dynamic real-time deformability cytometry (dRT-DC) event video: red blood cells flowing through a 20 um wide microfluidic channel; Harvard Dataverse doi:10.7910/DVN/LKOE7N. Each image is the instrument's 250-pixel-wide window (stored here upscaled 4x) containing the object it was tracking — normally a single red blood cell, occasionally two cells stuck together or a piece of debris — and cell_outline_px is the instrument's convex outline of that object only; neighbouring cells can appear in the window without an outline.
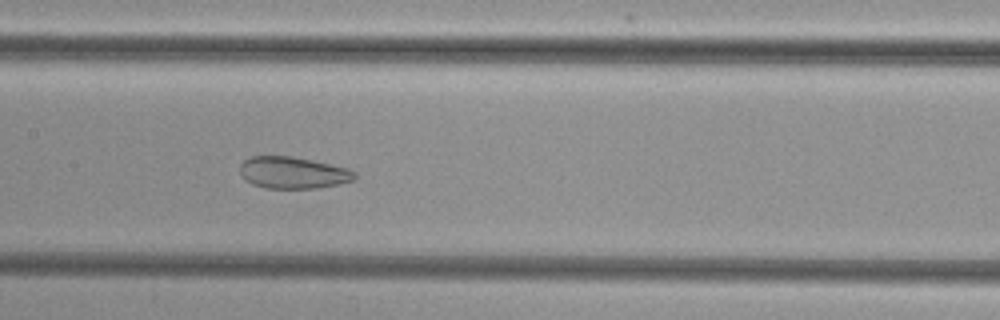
{"species": "common noctule bat (a hibernating species)", "species_latin": "Nyctalus noctula", "temperature_condition": "cold", "stored_images_in_passage": 51, "camera_frame_rate_fps": 3000, "um_per_image_px": 0.085, "animal": {"sex": "female", "body_mass_g": 29.2, "forearm_length_mm": 56.3}, "frame": {"image": 1, "passage_image": 25, "time_ms": 8.0, "image_size_px": [1000, 320], "cell_outline_px": [[356, 180], [340, 184], [316, 188], [264, 188], [252, 184], [244, 180], [240, 176], [240, 164], [244, 160], [252, 156], [292, 156], [312, 160], [348, 168], [356, 172]], "centroid_in_image_um": [24.9, 14.68], "position_along_channel_um": 182.5, "area_um2": 21.5}}
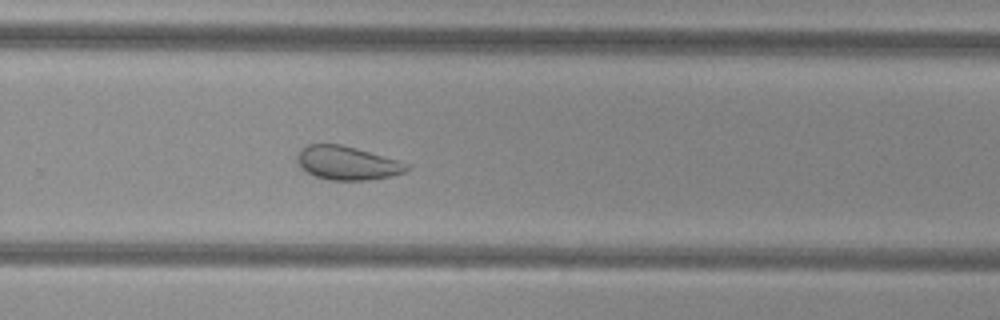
{"frame": {"image": 2, "passage_image": 34, "time_ms": 11.0, "image_size_px": [1000, 320], "cell_outline_px": [[412, 168], [404, 172], [392, 176], [368, 180], [328, 180], [316, 176], [308, 172], [296, 160], [296, 156], [300, 148], [308, 144], [340, 144], [356, 148], [396, 160], [408, 164]], "centroid_in_image_um": [29.51, 13.85], "position_along_channel_um": 300.3, "area_um2": 21.33}}
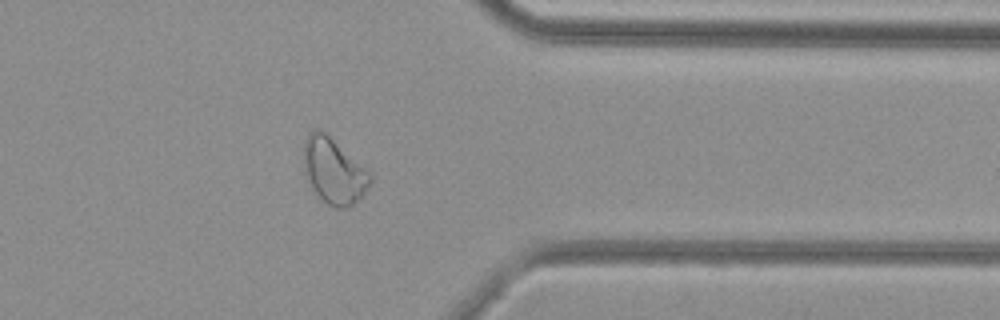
{"frame": {"image": 3, "passage_image": 41, "time_ms": 13.333, "image_size_px": [1000, 320], "cell_outline_px": [[372, 180], [364, 192], [348, 208], [336, 208], [328, 204], [312, 192], [304, 176], [304, 140], [308, 132], [316, 128], [320, 128], [372, 172]], "centroid_in_image_um": [28.34, 14.51], "position_along_channel_um": 383.1, "area_um2": 25.84}}